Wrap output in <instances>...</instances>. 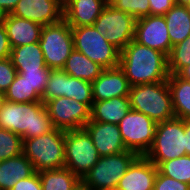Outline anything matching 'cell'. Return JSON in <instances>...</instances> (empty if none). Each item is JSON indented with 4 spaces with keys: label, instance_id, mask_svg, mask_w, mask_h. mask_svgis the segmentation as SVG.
<instances>
[{
    "label": "cell",
    "instance_id": "obj_1",
    "mask_svg": "<svg viewBox=\"0 0 190 190\" xmlns=\"http://www.w3.org/2000/svg\"><path fill=\"white\" fill-rule=\"evenodd\" d=\"M119 67L131 86L166 81L169 78L168 57L134 39L120 52Z\"/></svg>",
    "mask_w": 190,
    "mask_h": 190
},
{
    "label": "cell",
    "instance_id": "obj_2",
    "mask_svg": "<svg viewBox=\"0 0 190 190\" xmlns=\"http://www.w3.org/2000/svg\"><path fill=\"white\" fill-rule=\"evenodd\" d=\"M0 128L22 137V141L54 129L45 103H14L6 101L0 110Z\"/></svg>",
    "mask_w": 190,
    "mask_h": 190
},
{
    "label": "cell",
    "instance_id": "obj_3",
    "mask_svg": "<svg viewBox=\"0 0 190 190\" xmlns=\"http://www.w3.org/2000/svg\"><path fill=\"white\" fill-rule=\"evenodd\" d=\"M129 99L132 110L147 115L155 123L175 118L167 80L133 85L130 88Z\"/></svg>",
    "mask_w": 190,
    "mask_h": 190
},
{
    "label": "cell",
    "instance_id": "obj_4",
    "mask_svg": "<svg viewBox=\"0 0 190 190\" xmlns=\"http://www.w3.org/2000/svg\"><path fill=\"white\" fill-rule=\"evenodd\" d=\"M22 153L36 172L64 168L65 130L54 128L49 133L23 140Z\"/></svg>",
    "mask_w": 190,
    "mask_h": 190
},
{
    "label": "cell",
    "instance_id": "obj_5",
    "mask_svg": "<svg viewBox=\"0 0 190 190\" xmlns=\"http://www.w3.org/2000/svg\"><path fill=\"white\" fill-rule=\"evenodd\" d=\"M186 155L184 120L173 118L157 123L154 141L145 157L157 167L164 161Z\"/></svg>",
    "mask_w": 190,
    "mask_h": 190
},
{
    "label": "cell",
    "instance_id": "obj_6",
    "mask_svg": "<svg viewBox=\"0 0 190 190\" xmlns=\"http://www.w3.org/2000/svg\"><path fill=\"white\" fill-rule=\"evenodd\" d=\"M74 50L84 54L104 69L119 66L120 51L93 25L71 27Z\"/></svg>",
    "mask_w": 190,
    "mask_h": 190
},
{
    "label": "cell",
    "instance_id": "obj_7",
    "mask_svg": "<svg viewBox=\"0 0 190 190\" xmlns=\"http://www.w3.org/2000/svg\"><path fill=\"white\" fill-rule=\"evenodd\" d=\"M138 157L133 151L100 157L96 165L88 171L82 181L91 190H116L128 167Z\"/></svg>",
    "mask_w": 190,
    "mask_h": 190
},
{
    "label": "cell",
    "instance_id": "obj_8",
    "mask_svg": "<svg viewBox=\"0 0 190 190\" xmlns=\"http://www.w3.org/2000/svg\"><path fill=\"white\" fill-rule=\"evenodd\" d=\"M100 155L88 132L82 129L65 131V165L80 180L92 169Z\"/></svg>",
    "mask_w": 190,
    "mask_h": 190
},
{
    "label": "cell",
    "instance_id": "obj_9",
    "mask_svg": "<svg viewBox=\"0 0 190 190\" xmlns=\"http://www.w3.org/2000/svg\"><path fill=\"white\" fill-rule=\"evenodd\" d=\"M39 44L45 65L51 70L63 69L74 49L71 27L64 19L56 24L43 26Z\"/></svg>",
    "mask_w": 190,
    "mask_h": 190
},
{
    "label": "cell",
    "instance_id": "obj_10",
    "mask_svg": "<svg viewBox=\"0 0 190 190\" xmlns=\"http://www.w3.org/2000/svg\"><path fill=\"white\" fill-rule=\"evenodd\" d=\"M136 20L107 3L93 26L121 52L134 39Z\"/></svg>",
    "mask_w": 190,
    "mask_h": 190
},
{
    "label": "cell",
    "instance_id": "obj_11",
    "mask_svg": "<svg viewBox=\"0 0 190 190\" xmlns=\"http://www.w3.org/2000/svg\"><path fill=\"white\" fill-rule=\"evenodd\" d=\"M157 123L147 115L130 110L119 122L118 127L127 150L145 156L151 148Z\"/></svg>",
    "mask_w": 190,
    "mask_h": 190
},
{
    "label": "cell",
    "instance_id": "obj_12",
    "mask_svg": "<svg viewBox=\"0 0 190 190\" xmlns=\"http://www.w3.org/2000/svg\"><path fill=\"white\" fill-rule=\"evenodd\" d=\"M54 128L61 130L82 129L90 120V108L68 97H57L45 102Z\"/></svg>",
    "mask_w": 190,
    "mask_h": 190
},
{
    "label": "cell",
    "instance_id": "obj_13",
    "mask_svg": "<svg viewBox=\"0 0 190 190\" xmlns=\"http://www.w3.org/2000/svg\"><path fill=\"white\" fill-rule=\"evenodd\" d=\"M134 40L167 57L172 49L164 16L149 15L136 20Z\"/></svg>",
    "mask_w": 190,
    "mask_h": 190
},
{
    "label": "cell",
    "instance_id": "obj_14",
    "mask_svg": "<svg viewBox=\"0 0 190 190\" xmlns=\"http://www.w3.org/2000/svg\"><path fill=\"white\" fill-rule=\"evenodd\" d=\"M10 14L42 26L56 24L63 19V0H19Z\"/></svg>",
    "mask_w": 190,
    "mask_h": 190
},
{
    "label": "cell",
    "instance_id": "obj_15",
    "mask_svg": "<svg viewBox=\"0 0 190 190\" xmlns=\"http://www.w3.org/2000/svg\"><path fill=\"white\" fill-rule=\"evenodd\" d=\"M83 128L90 135L92 142L101 157L127 151L118 125L88 121Z\"/></svg>",
    "mask_w": 190,
    "mask_h": 190
},
{
    "label": "cell",
    "instance_id": "obj_16",
    "mask_svg": "<svg viewBox=\"0 0 190 190\" xmlns=\"http://www.w3.org/2000/svg\"><path fill=\"white\" fill-rule=\"evenodd\" d=\"M91 84L93 102L109 100L114 97L129 96L131 88L124 71L119 66L104 69Z\"/></svg>",
    "mask_w": 190,
    "mask_h": 190
},
{
    "label": "cell",
    "instance_id": "obj_17",
    "mask_svg": "<svg viewBox=\"0 0 190 190\" xmlns=\"http://www.w3.org/2000/svg\"><path fill=\"white\" fill-rule=\"evenodd\" d=\"M158 167L145 156H138L120 178L116 190H153Z\"/></svg>",
    "mask_w": 190,
    "mask_h": 190
},
{
    "label": "cell",
    "instance_id": "obj_18",
    "mask_svg": "<svg viewBox=\"0 0 190 190\" xmlns=\"http://www.w3.org/2000/svg\"><path fill=\"white\" fill-rule=\"evenodd\" d=\"M106 4L105 0H63V19L70 27L93 25Z\"/></svg>",
    "mask_w": 190,
    "mask_h": 190
},
{
    "label": "cell",
    "instance_id": "obj_19",
    "mask_svg": "<svg viewBox=\"0 0 190 190\" xmlns=\"http://www.w3.org/2000/svg\"><path fill=\"white\" fill-rule=\"evenodd\" d=\"M10 47H19L22 45L39 42L43 26L31 20L6 14L3 21Z\"/></svg>",
    "mask_w": 190,
    "mask_h": 190
},
{
    "label": "cell",
    "instance_id": "obj_20",
    "mask_svg": "<svg viewBox=\"0 0 190 190\" xmlns=\"http://www.w3.org/2000/svg\"><path fill=\"white\" fill-rule=\"evenodd\" d=\"M131 110L129 96L114 97L109 100L93 102L90 109V120L118 125L121 119Z\"/></svg>",
    "mask_w": 190,
    "mask_h": 190
},
{
    "label": "cell",
    "instance_id": "obj_21",
    "mask_svg": "<svg viewBox=\"0 0 190 190\" xmlns=\"http://www.w3.org/2000/svg\"><path fill=\"white\" fill-rule=\"evenodd\" d=\"M32 163L22 153L0 162V190H11L20 180L35 173Z\"/></svg>",
    "mask_w": 190,
    "mask_h": 190
},
{
    "label": "cell",
    "instance_id": "obj_22",
    "mask_svg": "<svg viewBox=\"0 0 190 190\" xmlns=\"http://www.w3.org/2000/svg\"><path fill=\"white\" fill-rule=\"evenodd\" d=\"M164 18L172 47L190 36V13L186 6L175 4Z\"/></svg>",
    "mask_w": 190,
    "mask_h": 190
},
{
    "label": "cell",
    "instance_id": "obj_23",
    "mask_svg": "<svg viewBox=\"0 0 190 190\" xmlns=\"http://www.w3.org/2000/svg\"><path fill=\"white\" fill-rule=\"evenodd\" d=\"M62 70L69 76L92 83L103 72L104 68L73 49Z\"/></svg>",
    "mask_w": 190,
    "mask_h": 190
},
{
    "label": "cell",
    "instance_id": "obj_24",
    "mask_svg": "<svg viewBox=\"0 0 190 190\" xmlns=\"http://www.w3.org/2000/svg\"><path fill=\"white\" fill-rule=\"evenodd\" d=\"M10 58L16 70L47 69L39 42L11 49Z\"/></svg>",
    "mask_w": 190,
    "mask_h": 190
},
{
    "label": "cell",
    "instance_id": "obj_25",
    "mask_svg": "<svg viewBox=\"0 0 190 190\" xmlns=\"http://www.w3.org/2000/svg\"><path fill=\"white\" fill-rule=\"evenodd\" d=\"M171 92L175 118L190 119V81L177 74H169L167 80Z\"/></svg>",
    "mask_w": 190,
    "mask_h": 190
},
{
    "label": "cell",
    "instance_id": "obj_26",
    "mask_svg": "<svg viewBox=\"0 0 190 190\" xmlns=\"http://www.w3.org/2000/svg\"><path fill=\"white\" fill-rule=\"evenodd\" d=\"M42 190H73L80 179L69 169L39 171Z\"/></svg>",
    "mask_w": 190,
    "mask_h": 190
},
{
    "label": "cell",
    "instance_id": "obj_27",
    "mask_svg": "<svg viewBox=\"0 0 190 190\" xmlns=\"http://www.w3.org/2000/svg\"><path fill=\"white\" fill-rule=\"evenodd\" d=\"M4 94L6 101L14 103H31L42 101L38 93L31 88V86L19 73L16 74L14 81L10 84Z\"/></svg>",
    "mask_w": 190,
    "mask_h": 190
},
{
    "label": "cell",
    "instance_id": "obj_28",
    "mask_svg": "<svg viewBox=\"0 0 190 190\" xmlns=\"http://www.w3.org/2000/svg\"><path fill=\"white\" fill-rule=\"evenodd\" d=\"M158 171L162 175L190 185V155L164 161L158 166Z\"/></svg>",
    "mask_w": 190,
    "mask_h": 190
},
{
    "label": "cell",
    "instance_id": "obj_29",
    "mask_svg": "<svg viewBox=\"0 0 190 190\" xmlns=\"http://www.w3.org/2000/svg\"><path fill=\"white\" fill-rule=\"evenodd\" d=\"M65 97L86 104L90 109L93 104L92 84L89 81L72 76L66 78Z\"/></svg>",
    "mask_w": 190,
    "mask_h": 190
},
{
    "label": "cell",
    "instance_id": "obj_30",
    "mask_svg": "<svg viewBox=\"0 0 190 190\" xmlns=\"http://www.w3.org/2000/svg\"><path fill=\"white\" fill-rule=\"evenodd\" d=\"M190 65V36L172 47L168 55L169 74H177L182 68Z\"/></svg>",
    "mask_w": 190,
    "mask_h": 190
},
{
    "label": "cell",
    "instance_id": "obj_31",
    "mask_svg": "<svg viewBox=\"0 0 190 190\" xmlns=\"http://www.w3.org/2000/svg\"><path fill=\"white\" fill-rule=\"evenodd\" d=\"M22 150V137L0 128V162L21 155Z\"/></svg>",
    "mask_w": 190,
    "mask_h": 190
},
{
    "label": "cell",
    "instance_id": "obj_32",
    "mask_svg": "<svg viewBox=\"0 0 190 190\" xmlns=\"http://www.w3.org/2000/svg\"><path fill=\"white\" fill-rule=\"evenodd\" d=\"M69 75L62 69L51 70L45 91L41 97L43 103L57 97H65L66 78Z\"/></svg>",
    "mask_w": 190,
    "mask_h": 190
},
{
    "label": "cell",
    "instance_id": "obj_33",
    "mask_svg": "<svg viewBox=\"0 0 190 190\" xmlns=\"http://www.w3.org/2000/svg\"><path fill=\"white\" fill-rule=\"evenodd\" d=\"M109 3L117 10L126 12L136 19L150 15L149 0H111Z\"/></svg>",
    "mask_w": 190,
    "mask_h": 190
},
{
    "label": "cell",
    "instance_id": "obj_34",
    "mask_svg": "<svg viewBox=\"0 0 190 190\" xmlns=\"http://www.w3.org/2000/svg\"><path fill=\"white\" fill-rule=\"evenodd\" d=\"M51 69H38V70H17L25 81L33 88L40 97H42L46 84L49 78Z\"/></svg>",
    "mask_w": 190,
    "mask_h": 190
},
{
    "label": "cell",
    "instance_id": "obj_35",
    "mask_svg": "<svg viewBox=\"0 0 190 190\" xmlns=\"http://www.w3.org/2000/svg\"><path fill=\"white\" fill-rule=\"evenodd\" d=\"M17 70L12 64L11 58L0 59V92H4L14 81Z\"/></svg>",
    "mask_w": 190,
    "mask_h": 190
},
{
    "label": "cell",
    "instance_id": "obj_36",
    "mask_svg": "<svg viewBox=\"0 0 190 190\" xmlns=\"http://www.w3.org/2000/svg\"><path fill=\"white\" fill-rule=\"evenodd\" d=\"M153 190H190V185L157 172Z\"/></svg>",
    "mask_w": 190,
    "mask_h": 190
},
{
    "label": "cell",
    "instance_id": "obj_37",
    "mask_svg": "<svg viewBox=\"0 0 190 190\" xmlns=\"http://www.w3.org/2000/svg\"><path fill=\"white\" fill-rule=\"evenodd\" d=\"M11 190H42L39 173L35 172L26 179H20Z\"/></svg>",
    "mask_w": 190,
    "mask_h": 190
},
{
    "label": "cell",
    "instance_id": "obj_38",
    "mask_svg": "<svg viewBox=\"0 0 190 190\" xmlns=\"http://www.w3.org/2000/svg\"><path fill=\"white\" fill-rule=\"evenodd\" d=\"M150 15L164 16L175 4V0H149Z\"/></svg>",
    "mask_w": 190,
    "mask_h": 190
},
{
    "label": "cell",
    "instance_id": "obj_39",
    "mask_svg": "<svg viewBox=\"0 0 190 190\" xmlns=\"http://www.w3.org/2000/svg\"><path fill=\"white\" fill-rule=\"evenodd\" d=\"M11 55V47L8 35L3 22H0V59L9 58Z\"/></svg>",
    "mask_w": 190,
    "mask_h": 190
},
{
    "label": "cell",
    "instance_id": "obj_40",
    "mask_svg": "<svg viewBox=\"0 0 190 190\" xmlns=\"http://www.w3.org/2000/svg\"><path fill=\"white\" fill-rule=\"evenodd\" d=\"M19 0H0V8L9 14L13 11Z\"/></svg>",
    "mask_w": 190,
    "mask_h": 190
},
{
    "label": "cell",
    "instance_id": "obj_41",
    "mask_svg": "<svg viewBox=\"0 0 190 190\" xmlns=\"http://www.w3.org/2000/svg\"><path fill=\"white\" fill-rule=\"evenodd\" d=\"M186 133V155H190V119L184 120Z\"/></svg>",
    "mask_w": 190,
    "mask_h": 190
},
{
    "label": "cell",
    "instance_id": "obj_42",
    "mask_svg": "<svg viewBox=\"0 0 190 190\" xmlns=\"http://www.w3.org/2000/svg\"><path fill=\"white\" fill-rule=\"evenodd\" d=\"M177 75L184 80L190 81V65L182 68Z\"/></svg>",
    "mask_w": 190,
    "mask_h": 190
},
{
    "label": "cell",
    "instance_id": "obj_43",
    "mask_svg": "<svg viewBox=\"0 0 190 190\" xmlns=\"http://www.w3.org/2000/svg\"><path fill=\"white\" fill-rule=\"evenodd\" d=\"M73 190H91L82 180H80Z\"/></svg>",
    "mask_w": 190,
    "mask_h": 190
},
{
    "label": "cell",
    "instance_id": "obj_44",
    "mask_svg": "<svg viewBox=\"0 0 190 190\" xmlns=\"http://www.w3.org/2000/svg\"><path fill=\"white\" fill-rule=\"evenodd\" d=\"M6 102V97L4 92H0V110L4 107V104Z\"/></svg>",
    "mask_w": 190,
    "mask_h": 190
},
{
    "label": "cell",
    "instance_id": "obj_45",
    "mask_svg": "<svg viewBox=\"0 0 190 190\" xmlns=\"http://www.w3.org/2000/svg\"><path fill=\"white\" fill-rule=\"evenodd\" d=\"M176 4L185 6L190 0H175Z\"/></svg>",
    "mask_w": 190,
    "mask_h": 190
},
{
    "label": "cell",
    "instance_id": "obj_46",
    "mask_svg": "<svg viewBox=\"0 0 190 190\" xmlns=\"http://www.w3.org/2000/svg\"><path fill=\"white\" fill-rule=\"evenodd\" d=\"M5 16H6L5 12L0 8V22L4 21Z\"/></svg>",
    "mask_w": 190,
    "mask_h": 190
},
{
    "label": "cell",
    "instance_id": "obj_47",
    "mask_svg": "<svg viewBox=\"0 0 190 190\" xmlns=\"http://www.w3.org/2000/svg\"><path fill=\"white\" fill-rule=\"evenodd\" d=\"M185 6H186L188 12L190 13V2L188 4H186Z\"/></svg>",
    "mask_w": 190,
    "mask_h": 190
}]
</instances>
